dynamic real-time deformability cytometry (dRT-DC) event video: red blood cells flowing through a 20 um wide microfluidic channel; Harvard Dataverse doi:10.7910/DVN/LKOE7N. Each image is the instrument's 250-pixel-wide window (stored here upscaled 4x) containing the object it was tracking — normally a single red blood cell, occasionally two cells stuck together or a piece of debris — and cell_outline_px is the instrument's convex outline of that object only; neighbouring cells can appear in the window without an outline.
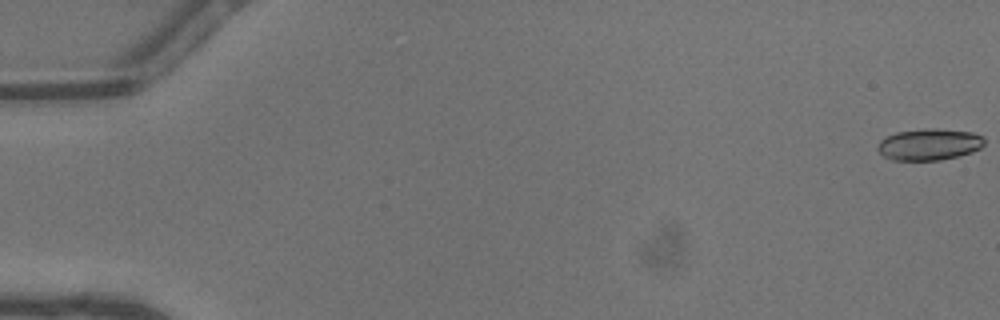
{"species": "common noctule bat (a hibernating species)", "species_latin": "Nyctalus noctula", "temperature_condition": "warm", "stored_images_in_passage": 17, "camera_frame_rate_fps": 3000, "um_per_image_px": 0.085, "animal": {"sex": "male", "body_mass_g": 13.3}, "frame": {"image": 1, "passage_image": 1, "time_ms": 0.0, "image_size_px": [1000, 320], "cell_outline_px": [[984, 144], [980, 148], [972, 152], [940, 160], [892, 160], [884, 156], [876, 148], [880, 140], [896, 132], [924, 128], [936, 128], [972, 132], [984, 136]], "centroid_in_image_um": [78.98, 12.26], "position_along_channel_um": 6.0, "area_um2": 19.65}}
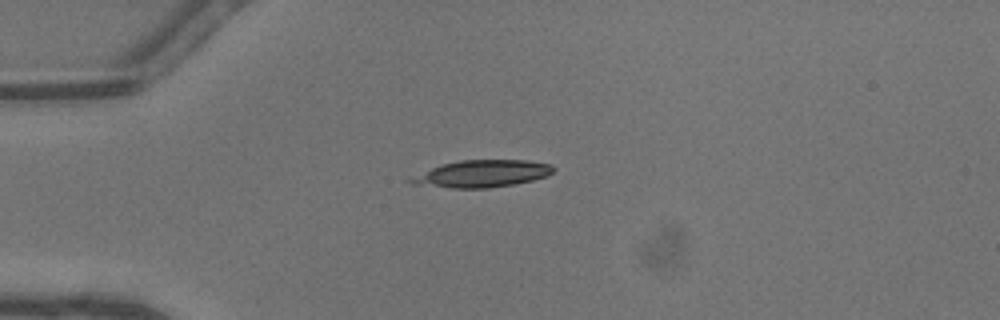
{"frame": {"image": 2, "passage_image": 13, "time_ms": 4.0, "image_size_px": [1000, 320], "cell_outline_px": [[556, 168], [548, 176], [532, 180], [512, 184], [488, 188], [452, 188], [408, 184], [404, 180], [440, 164], [460, 160], [528, 160], [552, 164]], "centroid_in_image_um": [40.93, 14.76], "position_along_channel_um": 44.1, "area_um2": 22.72}}
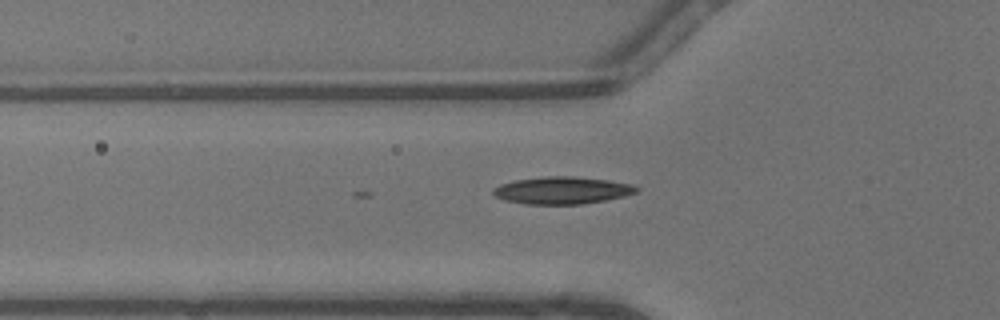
{"frame": {"image": 3, "passage_image": 17, "time_ms": 5.333, "image_size_px": [1000, 320], "cell_outline_px": [[640, 188], [636, 192], [624, 196], [584, 204], [524, 204], [504, 200], [496, 196], [492, 192], [492, 188], [500, 184], [516, 180], [544, 176], [572, 176], [608, 180], [632, 184]], "centroid_in_image_um": [47.76, 16.18], "position_along_channel_um": 78.0, "area_um2": 22.77}}